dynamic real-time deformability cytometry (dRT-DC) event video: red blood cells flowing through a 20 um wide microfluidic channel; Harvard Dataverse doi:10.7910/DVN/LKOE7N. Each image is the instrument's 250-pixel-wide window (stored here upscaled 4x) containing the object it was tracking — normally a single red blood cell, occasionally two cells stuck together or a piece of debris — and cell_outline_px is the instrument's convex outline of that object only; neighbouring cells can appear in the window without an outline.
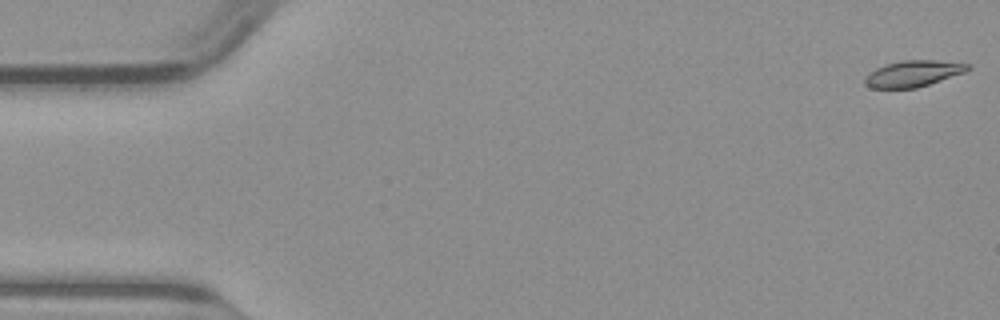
{"species": "common noctule bat (a hibernating species)", "species_latin": "Nyctalus noctula", "temperature_condition": "warm", "stored_images_in_passage": 50, "camera_frame_rate_fps": 3000, "um_per_image_px": 0.085, "animal": {"sex": "male", "body_mass_g": 23.1, "forearm_length_mm": 52.7}, "frame": {"image": 1, "passage_image": 1, "time_ms": 0.0, "image_size_px": [1000, 320], "cell_outline_px": [[972, 68], [964, 72], [916, 88], [872, 88], [864, 84], [864, 80], [868, 72], [876, 68], [888, 64], [904, 60], [936, 60], [972, 64]], "centroid_in_image_um": [77.62, 6.25], "position_along_channel_um": 7.4, "area_um2": 15.61}}
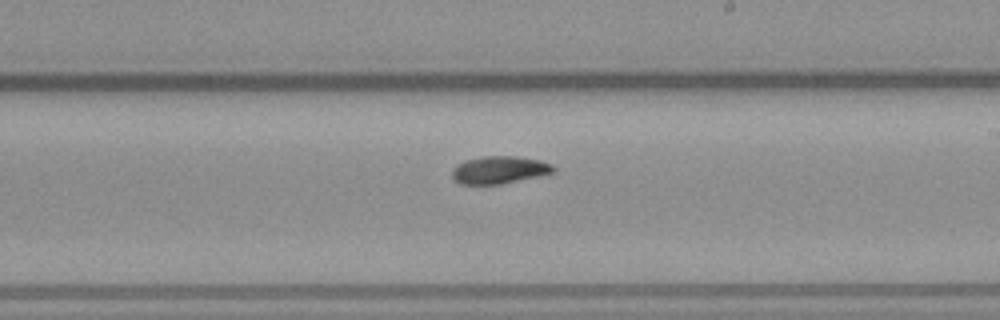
{"frame": {"image": 2, "passage_image": 29, "time_ms": 9.333, "image_size_px": [1000, 320], "cell_outline_px": [[556, 172], [500, 184], [460, 184], [452, 176], [452, 168], [456, 164], [464, 160], [484, 156], [516, 156], [540, 160], [552, 164], [556, 168]], "centroid_in_image_um": [42.44, 14.43], "position_along_channel_um": 246.6, "area_um2": 16.3}}
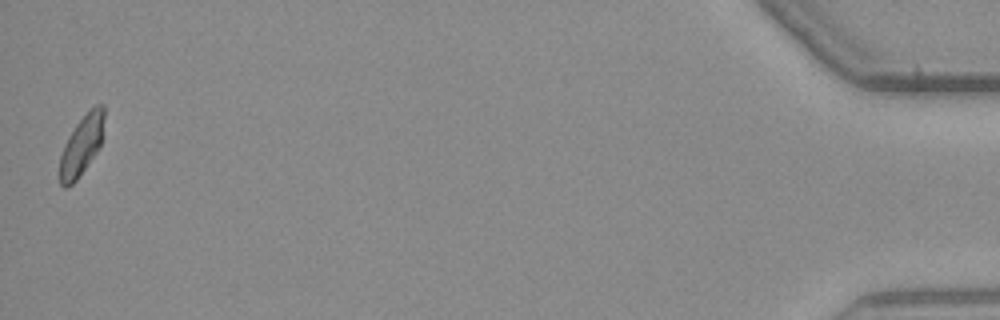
{"frame": {"image": 3, "passage_image": 50, "time_ms": 16.333, "image_size_px": [1000, 320], "cell_outline_px": [[104, 136], [96, 152], [76, 180], [68, 188], [64, 188], [60, 184], [60, 156], [64, 144], [68, 136], [76, 124], [96, 104], [104, 104]], "centroid_in_image_um": [6.94, 12.35], "position_along_channel_um": 428.3, "area_um2": 15.37}}